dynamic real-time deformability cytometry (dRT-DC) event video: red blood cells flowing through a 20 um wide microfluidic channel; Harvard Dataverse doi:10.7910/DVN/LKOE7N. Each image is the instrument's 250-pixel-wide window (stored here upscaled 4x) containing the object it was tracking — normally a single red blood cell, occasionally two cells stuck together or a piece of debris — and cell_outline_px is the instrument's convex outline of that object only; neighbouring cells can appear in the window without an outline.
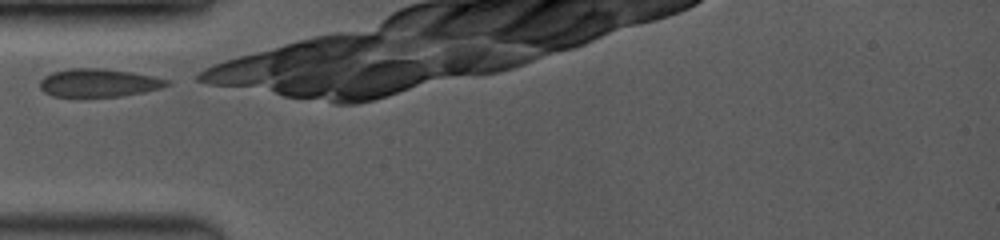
{"species": "common noctule bat (a hibernating species)", "species_latin": "Nyctalus noctula", "temperature_condition": "room temperature", "stored_images_in_passage": 27, "camera_frame_rate_fps": 3500, "um_per_image_px": 0.085, "animal": {"sex": "female", "body_mass_g": 19.0, "forearm_length_mm": 53.3}, "frame": {"image": 1, "passage_image": 1, "time_ms": 0.0, "image_size_px": [1000, 240], "cell_outline_px": [[172, 84], [160, 88], [144, 92], [120, 96], [52, 96], [44, 92], [40, 88], [40, 80], [44, 76], [52, 72], [68, 68], [104, 68], [132, 72], [152, 76], [168, 80]], "centroid_in_image_um": [8.38, 7.03], "position_along_channel_um": 76.6, "area_um2": 20.81}}